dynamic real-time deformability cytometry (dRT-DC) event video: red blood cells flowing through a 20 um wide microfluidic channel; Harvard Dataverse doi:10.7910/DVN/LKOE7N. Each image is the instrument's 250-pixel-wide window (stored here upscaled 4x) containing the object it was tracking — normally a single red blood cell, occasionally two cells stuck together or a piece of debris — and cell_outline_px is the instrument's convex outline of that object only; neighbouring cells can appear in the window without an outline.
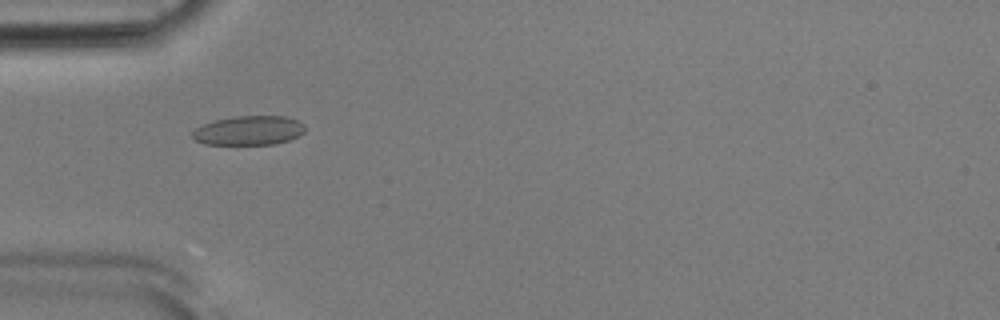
{"species": "Egyptian fruit bat (a non-hibernating species)", "species_latin": "Rousettus aegyptiacus", "temperature_condition": "room temperature", "stored_images_in_passage": 53, "camera_frame_rate_fps": 3000, "um_per_image_px": 0.085, "animal": {"sex": "male"}, "frame": {"image": 1, "passage_image": 17, "time_ms": 5.333, "image_size_px": [1000, 320], "cell_outline_px": [[304, 132], [288, 140], [276, 144], [204, 144], [196, 140], [192, 136], [192, 132], [196, 128], [204, 124], [216, 120], [236, 116], [288, 116], [304, 124]], "centroid_in_image_um": [21.16, 11.09], "position_along_channel_um": 63.8, "area_um2": 19.02}}
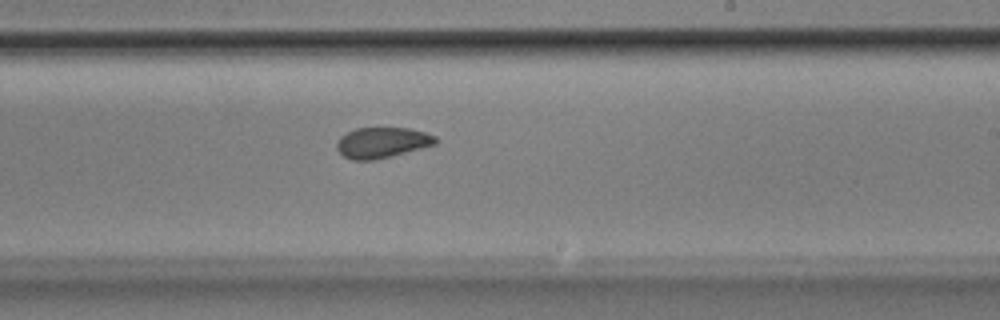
{"frame": {"image": 2, "passage_image": 32, "time_ms": 10.333, "image_size_px": [1000, 320], "cell_outline_px": [[436, 144], [392, 156], [376, 160], [352, 160], [344, 156], [336, 148], [336, 144], [340, 136], [356, 128], [408, 128], [424, 132], [436, 136]], "centroid_in_image_um": [32.46, 12.12], "position_along_channel_um": 256.5, "area_um2": 17.57}}
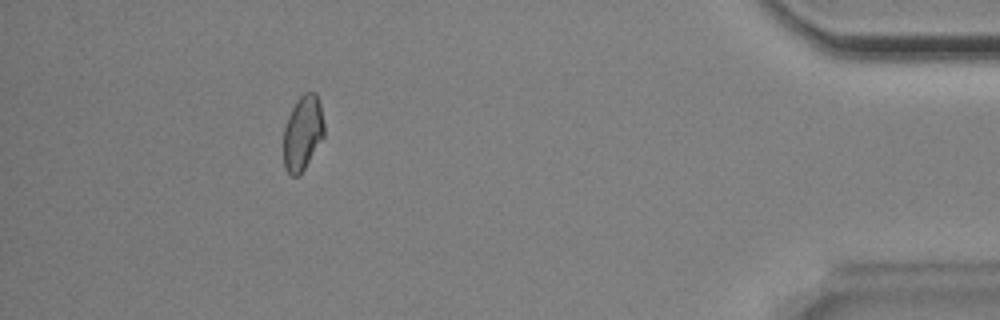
{"frame": {"image": 3, "passage_image": 48, "time_ms": 15.667, "image_size_px": [1000, 320], "cell_outline_px": [[324, 136], [304, 168], [296, 176], [292, 176], [284, 168], [284, 128], [288, 116], [296, 100], [304, 92], [316, 92], [320, 104], [324, 124]], "centroid_in_image_um": [25.73, 11.26], "position_along_channel_um": 409.5, "area_um2": 17.51}, "authors_computed_cell_mechanics": {"area_um2": 18.3804, "velocity_mm_per_s": 3.8861, "shape_relaxation_time_tau1_ms": null, "shape_relaxation_time_tau2_ms": 2.4211, "deformation_change_tau1": null, "deformation_change_tau2": 0.0672}}